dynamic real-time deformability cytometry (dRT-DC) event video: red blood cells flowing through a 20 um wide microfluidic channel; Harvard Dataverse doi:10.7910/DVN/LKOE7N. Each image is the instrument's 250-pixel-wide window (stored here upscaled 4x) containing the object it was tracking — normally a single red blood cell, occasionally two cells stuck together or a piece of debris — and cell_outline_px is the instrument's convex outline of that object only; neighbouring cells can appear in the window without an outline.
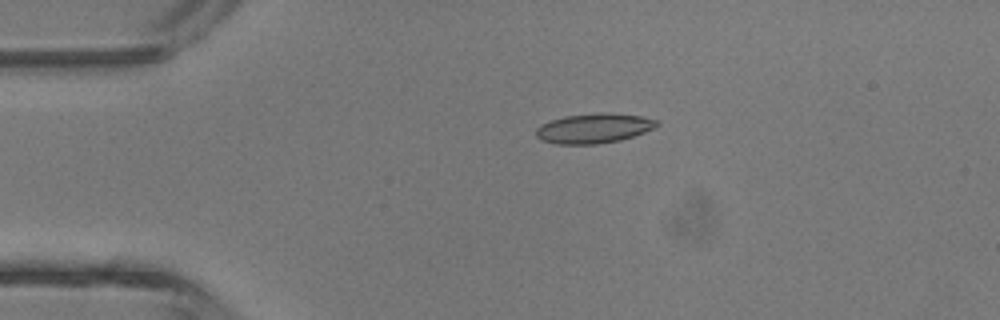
{"species": "common noctule bat (a hibernating species)", "species_latin": "Nyctalus noctula", "temperature_condition": "room temperature", "stored_images_in_passage": 4, "camera_frame_rate_fps": 3000, "um_per_image_px": 0.085, "animal": {"sex": "male", "body_mass_g": 13.3}, "frame": {"image": 1, "passage_image": 3, "time_ms": 2.333, "image_size_px": [1000, 320], "cell_outline_px": [[660, 124], [656, 128], [620, 140], [596, 144], [556, 144], [540, 140], [536, 136], [536, 128], [540, 124], [564, 116], [604, 112], [608, 112], [640, 116], [660, 120]], "centroid_in_image_um": [50.49, 10.9], "position_along_channel_um": 34.5, "area_um2": 21.1}}